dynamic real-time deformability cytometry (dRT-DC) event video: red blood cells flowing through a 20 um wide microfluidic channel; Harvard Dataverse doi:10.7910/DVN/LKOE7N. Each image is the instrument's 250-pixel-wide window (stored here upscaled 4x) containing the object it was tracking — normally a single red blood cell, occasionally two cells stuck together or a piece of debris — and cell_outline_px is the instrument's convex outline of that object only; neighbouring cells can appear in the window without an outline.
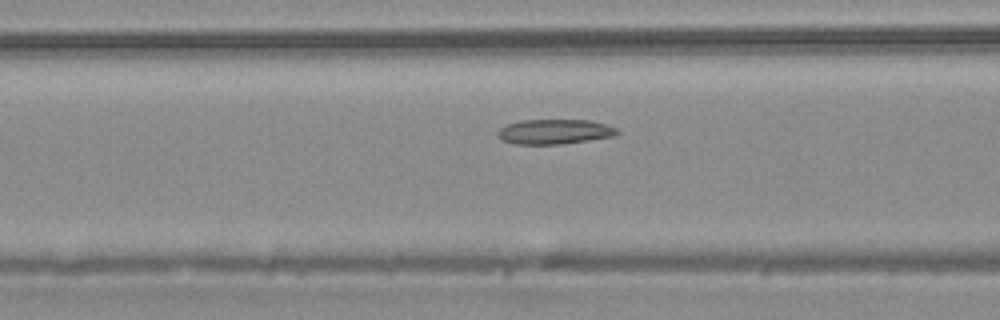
{"species": "common noctule bat (a hibernating species)", "species_latin": "Nyctalus noctula", "temperature_condition": "warm", "stored_images_in_passage": 50, "camera_frame_rate_fps": 3000, "um_per_image_px": 0.085, "animal": {"sex": "male", "body_mass_g": 20.4}, "frame": {"image": 1, "passage_image": 20, "time_ms": 6.333, "image_size_px": [1000, 320], "cell_outline_px": [[620, 132], [616, 136], [560, 144], [516, 144], [504, 140], [496, 132], [500, 128], [508, 124], [520, 120], [588, 120], [608, 124], [616, 128]], "centroid_in_image_um": [47.18, 11.18], "position_along_channel_um": 119.4, "area_um2": 17.22}}
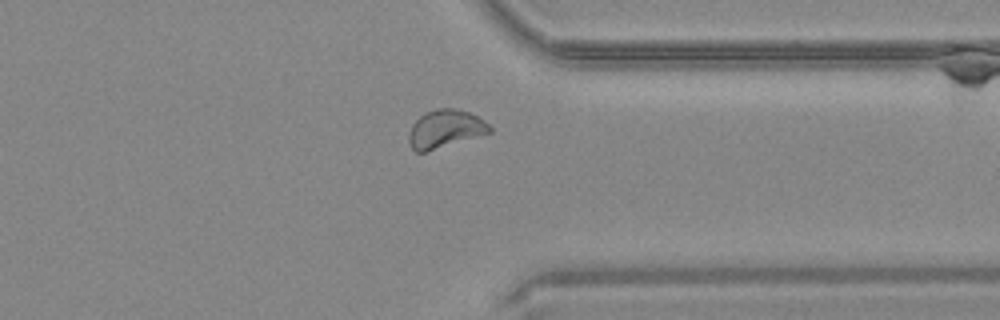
{"frame": {"image": 2, "passage_image": 39, "time_ms": 12.667, "image_size_px": [1000, 320], "cell_outline_px": [[492, 132], [424, 152], [416, 152], [412, 148], [408, 140], [408, 136], [412, 124], [424, 112], [436, 108], [456, 108], [468, 112], [484, 120], [492, 128]], "centroid_in_image_um": [37.83, 10.94], "position_along_channel_um": 373.6, "area_um2": 17.8}}
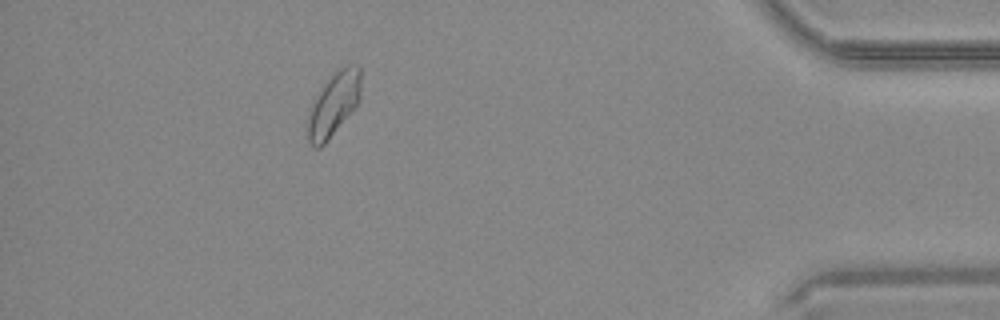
{"frame": {"image": 3, "passage_image": 45, "time_ms": 14.667, "image_size_px": [1000, 320], "cell_outline_px": [[360, 100], [328, 140], [320, 148], [316, 148], [308, 140], [308, 116], [316, 92], [340, 68], [348, 64], [360, 68]], "centroid_in_image_um": [28.35, 8.87], "position_along_channel_um": 406.9, "area_um2": 19.25}}